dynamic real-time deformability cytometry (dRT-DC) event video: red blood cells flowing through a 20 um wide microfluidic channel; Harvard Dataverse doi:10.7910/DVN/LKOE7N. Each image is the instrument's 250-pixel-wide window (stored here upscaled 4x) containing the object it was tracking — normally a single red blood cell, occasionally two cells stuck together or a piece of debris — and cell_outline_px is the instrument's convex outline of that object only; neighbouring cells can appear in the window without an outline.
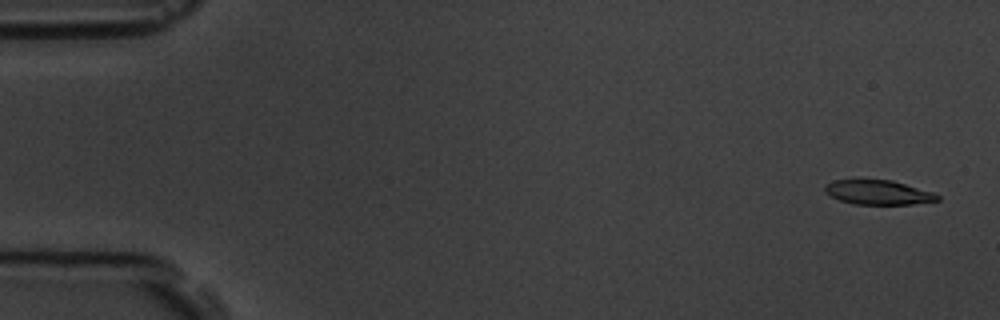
{"species": "common noctule bat (a hibernating species)", "species_latin": "Nyctalus noctula", "temperature_condition": "room temperature", "stored_images_in_passage": 7, "camera_frame_rate_fps": 3000, "um_per_image_px": 0.085, "animal": {"sex": "male", "body_mass_g": 19.5, "forearm_length_mm": 54.6}, "frame": {"image": 1, "passage_image": 1, "time_ms": 0.0, "image_size_px": [1000, 320], "cell_outline_px": [[940, 200], [912, 204], [852, 204], [840, 200], [824, 192], [824, 184], [836, 180], [892, 180], [936, 192], [940, 196]], "centroid_in_image_um": [74.69, 16.35], "position_along_channel_um": 10.3, "area_um2": 16.13}}
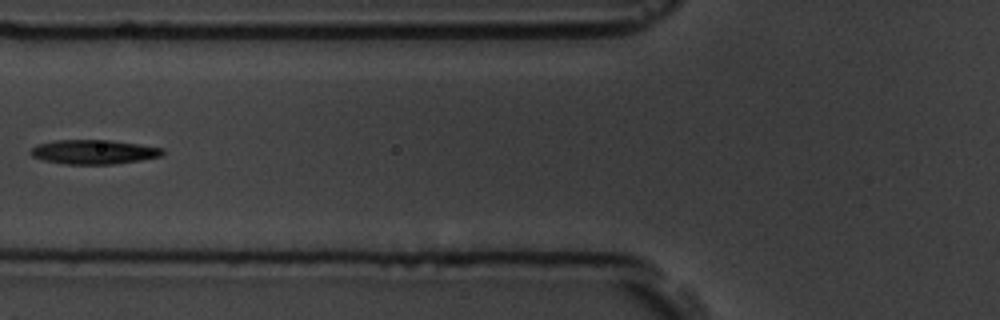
{"frame": {"image": 2, "passage_image": 6, "time_ms": 6.667, "image_size_px": [1000, 320], "cell_outline_px": [[164, 152], [160, 156], [140, 160], [112, 164], [68, 164], [44, 160], [32, 156], [28, 152], [36, 144], [56, 140], [108, 140], [164, 148]], "centroid_in_image_um": [7.93, 12.91], "position_along_channel_um": 117.9, "area_um2": 18.5}}
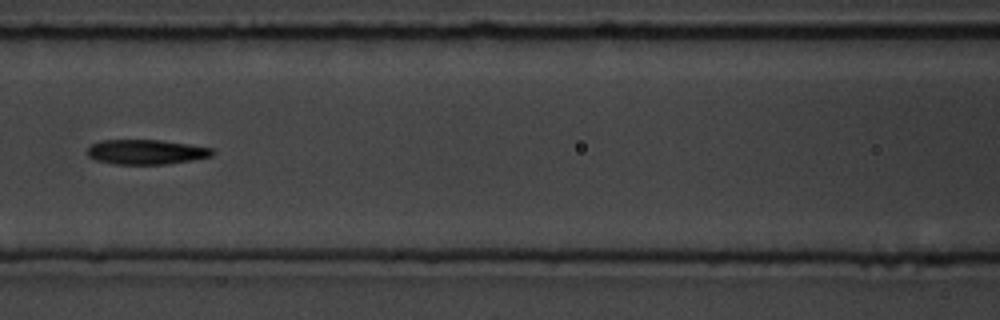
{"frame": {"image": 3, "passage_image": 7, "time_ms": 7.667, "image_size_px": [1000, 320], "cell_outline_px": [[216, 152], [212, 156], [192, 160], [168, 164], [112, 164], [96, 160], [88, 156], [88, 148], [92, 144], [100, 140], [160, 140], [188, 144], [212, 148]], "centroid_in_image_um": [12.43, 12.92], "position_along_channel_um": 154.2, "area_um2": 18.09}}